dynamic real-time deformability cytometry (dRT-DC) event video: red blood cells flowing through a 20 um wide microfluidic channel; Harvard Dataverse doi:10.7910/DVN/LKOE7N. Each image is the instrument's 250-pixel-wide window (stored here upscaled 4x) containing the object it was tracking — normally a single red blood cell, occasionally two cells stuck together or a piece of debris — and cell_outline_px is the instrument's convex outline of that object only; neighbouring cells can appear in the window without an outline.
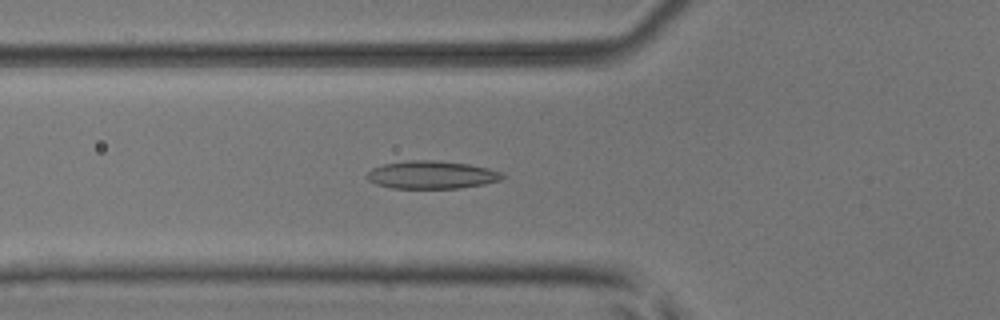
{"species": "common noctule bat (a hibernating species)", "species_latin": "Nyctalus noctula", "temperature_condition": "room temperature", "stored_images_in_passage": 33, "camera_frame_rate_fps": 3000, "um_per_image_px": 0.085, "animal": {"sex": "male", "body_mass_g": 17.9, "forearm_length_mm": 54.2}, "frame": {"image": 1, "passage_image": 6, "time_ms": 1.667, "image_size_px": [1000, 320], "cell_outline_px": [[504, 176], [500, 180], [484, 184], [460, 188], [392, 188], [376, 184], [368, 180], [368, 172], [372, 168], [384, 164], [408, 160], [432, 160], [468, 164], [488, 168], [500, 172]], "centroid_in_image_um": [36.68, 14.86], "position_along_channel_um": 89.1, "area_um2": 21.79}}
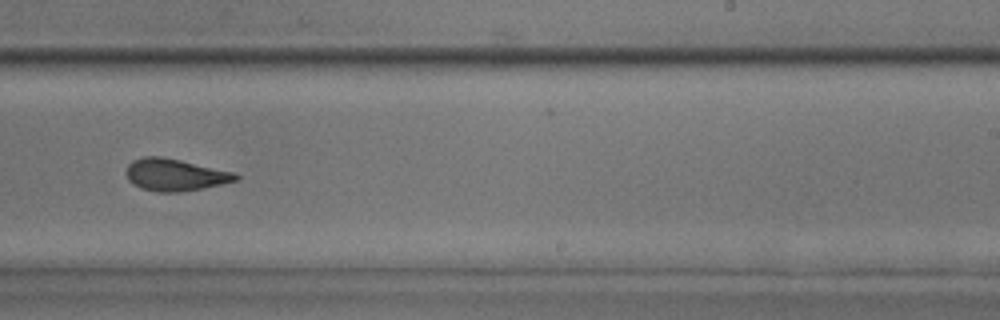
{"frame": {"image": 2, "passage_image": 20, "time_ms": 6.333, "image_size_px": [1000, 320], "cell_outline_px": [[240, 176], [236, 180], [220, 184], [200, 188], [176, 192], [160, 192], [140, 188], [132, 184], [128, 180], [124, 172], [128, 164], [132, 160], [144, 156], [160, 156], [180, 160], [236, 172]], "centroid_in_image_um": [14.82, 14.84], "position_along_channel_um": 274.2, "area_um2": 20.46}}
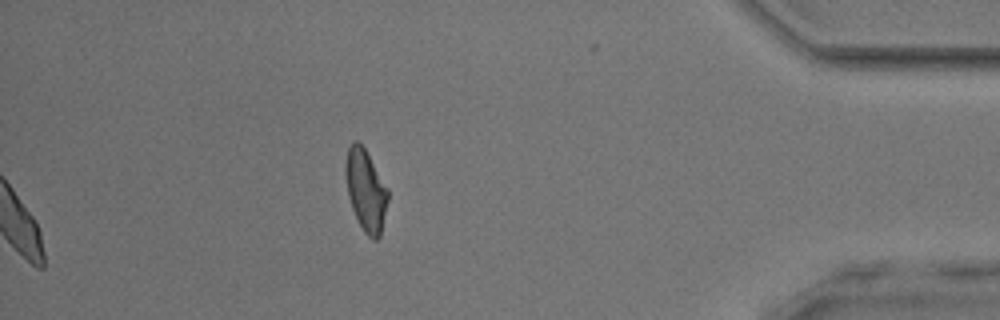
{"frame": {"image": 3, "passage_image": 33, "time_ms": 10.667, "image_size_px": [1000, 320], "cell_outline_px": [[388, 200], [380, 236], [376, 240], [372, 240], [364, 232], [352, 208], [348, 196], [344, 172], [344, 164], [348, 148], [356, 140], [364, 148], [388, 188]], "centroid_in_image_um": [31.08, 16.18], "position_along_channel_um": 404.1, "area_um2": 20.0}, "authors_computed_cell_mechanics": {"area_um2": 20.7502, "velocity_mm_per_s": 3.9724, "shape_relaxation_time_tau1_ms": 7.173, "shape_relaxation_time_tau2_ms": 2.3676, "deformation_change_tau1": 0.1911, "deformation_change_tau2": 0.0873}}